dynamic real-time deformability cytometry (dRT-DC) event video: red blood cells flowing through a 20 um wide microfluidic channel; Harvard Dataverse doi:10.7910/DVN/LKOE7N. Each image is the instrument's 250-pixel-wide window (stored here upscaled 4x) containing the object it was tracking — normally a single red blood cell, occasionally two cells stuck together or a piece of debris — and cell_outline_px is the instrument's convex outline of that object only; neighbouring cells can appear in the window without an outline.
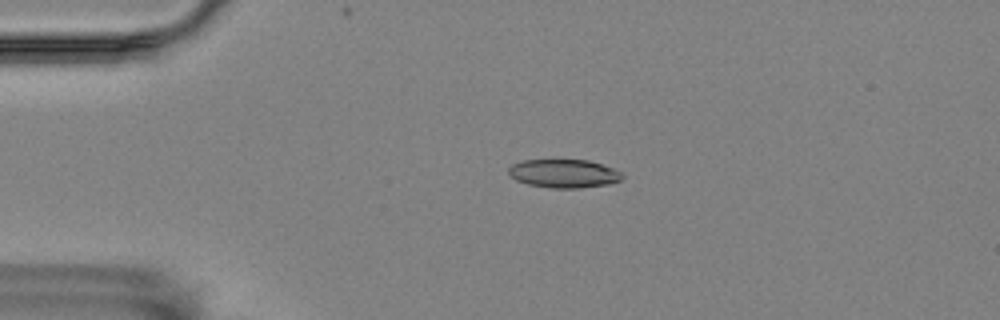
{"species": "Egyptian fruit bat (a non-hibernating species)", "species_latin": "Rousettus aegyptiacus", "temperature_condition": "room temperature", "stored_images_in_passage": 4, "camera_frame_rate_fps": 3000, "um_per_image_px": 0.085, "animal": {"sex": "female"}, "frame": {"image": 1, "passage_image": 2, "time_ms": 0.333, "image_size_px": [1000, 320], "cell_outline_px": [[624, 176], [620, 180], [608, 184], [580, 188], [552, 188], [528, 184], [516, 180], [508, 172], [508, 168], [512, 164], [524, 160], [588, 160], [612, 168], [620, 172]], "centroid_in_image_um": [47.91, 14.75], "position_along_channel_um": 37.1, "area_um2": 18.67}}